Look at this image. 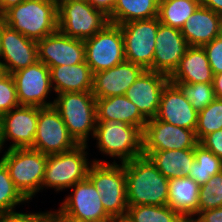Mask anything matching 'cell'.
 <instances>
[{"label": "cell", "instance_id": "c3c4849f", "mask_svg": "<svg viewBox=\"0 0 222 222\" xmlns=\"http://www.w3.org/2000/svg\"><path fill=\"white\" fill-rule=\"evenodd\" d=\"M113 222H128L125 218L122 219H115Z\"/></svg>", "mask_w": 222, "mask_h": 222}, {"label": "cell", "instance_id": "f6af8a7d", "mask_svg": "<svg viewBox=\"0 0 222 222\" xmlns=\"http://www.w3.org/2000/svg\"><path fill=\"white\" fill-rule=\"evenodd\" d=\"M24 0H0V11L4 14L10 8L17 6L19 3H22Z\"/></svg>", "mask_w": 222, "mask_h": 222}, {"label": "cell", "instance_id": "52a82bcc", "mask_svg": "<svg viewBox=\"0 0 222 222\" xmlns=\"http://www.w3.org/2000/svg\"><path fill=\"white\" fill-rule=\"evenodd\" d=\"M58 30L80 40L91 38L109 22L108 16L86 0H61L57 3Z\"/></svg>", "mask_w": 222, "mask_h": 222}, {"label": "cell", "instance_id": "30bf717a", "mask_svg": "<svg viewBox=\"0 0 222 222\" xmlns=\"http://www.w3.org/2000/svg\"><path fill=\"white\" fill-rule=\"evenodd\" d=\"M159 18L137 20L120 25L124 38L125 61L138 64L148 70L153 63L155 37Z\"/></svg>", "mask_w": 222, "mask_h": 222}, {"label": "cell", "instance_id": "1f68e13d", "mask_svg": "<svg viewBox=\"0 0 222 222\" xmlns=\"http://www.w3.org/2000/svg\"><path fill=\"white\" fill-rule=\"evenodd\" d=\"M222 129V99L215 98L198 112L195 135L200 142L206 135Z\"/></svg>", "mask_w": 222, "mask_h": 222}, {"label": "cell", "instance_id": "bcb514c9", "mask_svg": "<svg viewBox=\"0 0 222 222\" xmlns=\"http://www.w3.org/2000/svg\"><path fill=\"white\" fill-rule=\"evenodd\" d=\"M180 222H199L197 219H195V216L192 218V217H183L181 219Z\"/></svg>", "mask_w": 222, "mask_h": 222}, {"label": "cell", "instance_id": "7402d4cb", "mask_svg": "<svg viewBox=\"0 0 222 222\" xmlns=\"http://www.w3.org/2000/svg\"><path fill=\"white\" fill-rule=\"evenodd\" d=\"M189 46L203 47L221 35V15L199 5L181 29Z\"/></svg>", "mask_w": 222, "mask_h": 222}, {"label": "cell", "instance_id": "44dd1931", "mask_svg": "<svg viewBox=\"0 0 222 222\" xmlns=\"http://www.w3.org/2000/svg\"><path fill=\"white\" fill-rule=\"evenodd\" d=\"M144 70L138 64L124 61L108 70L94 73L92 94L96 99L125 95Z\"/></svg>", "mask_w": 222, "mask_h": 222}, {"label": "cell", "instance_id": "681fc988", "mask_svg": "<svg viewBox=\"0 0 222 222\" xmlns=\"http://www.w3.org/2000/svg\"><path fill=\"white\" fill-rule=\"evenodd\" d=\"M0 64H1V24H0Z\"/></svg>", "mask_w": 222, "mask_h": 222}, {"label": "cell", "instance_id": "ffe728a7", "mask_svg": "<svg viewBox=\"0 0 222 222\" xmlns=\"http://www.w3.org/2000/svg\"><path fill=\"white\" fill-rule=\"evenodd\" d=\"M155 118L195 132L198 112L185 98L180 88L169 81L162 91L158 114Z\"/></svg>", "mask_w": 222, "mask_h": 222}, {"label": "cell", "instance_id": "f5cc1de1", "mask_svg": "<svg viewBox=\"0 0 222 222\" xmlns=\"http://www.w3.org/2000/svg\"><path fill=\"white\" fill-rule=\"evenodd\" d=\"M221 35H222V15H221Z\"/></svg>", "mask_w": 222, "mask_h": 222}, {"label": "cell", "instance_id": "7dc6e473", "mask_svg": "<svg viewBox=\"0 0 222 222\" xmlns=\"http://www.w3.org/2000/svg\"><path fill=\"white\" fill-rule=\"evenodd\" d=\"M2 149V115L0 114V153Z\"/></svg>", "mask_w": 222, "mask_h": 222}, {"label": "cell", "instance_id": "277c9868", "mask_svg": "<svg viewBox=\"0 0 222 222\" xmlns=\"http://www.w3.org/2000/svg\"><path fill=\"white\" fill-rule=\"evenodd\" d=\"M53 107L59 112L69 134L78 144H87L94 137L97 113L96 98L92 92H65L54 99Z\"/></svg>", "mask_w": 222, "mask_h": 222}, {"label": "cell", "instance_id": "2e32d148", "mask_svg": "<svg viewBox=\"0 0 222 222\" xmlns=\"http://www.w3.org/2000/svg\"><path fill=\"white\" fill-rule=\"evenodd\" d=\"M152 66L148 69L170 77L190 47L180 29L159 24Z\"/></svg>", "mask_w": 222, "mask_h": 222}, {"label": "cell", "instance_id": "836d02e7", "mask_svg": "<svg viewBox=\"0 0 222 222\" xmlns=\"http://www.w3.org/2000/svg\"><path fill=\"white\" fill-rule=\"evenodd\" d=\"M174 84L180 88L185 98L191 102V105L197 112L206 108L216 98L213 83Z\"/></svg>", "mask_w": 222, "mask_h": 222}, {"label": "cell", "instance_id": "3957f363", "mask_svg": "<svg viewBox=\"0 0 222 222\" xmlns=\"http://www.w3.org/2000/svg\"><path fill=\"white\" fill-rule=\"evenodd\" d=\"M98 190L105 211L115 220L127 215V191L124 163L92 161L87 176Z\"/></svg>", "mask_w": 222, "mask_h": 222}, {"label": "cell", "instance_id": "e575fe53", "mask_svg": "<svg viewBox=\"0 0 222 222\" xmlns=\"http://www.w3.org/2000/svg\"><path fill=\"white\" fill-rule=\"evenodd\" d=\"M222 207V171L213 175L206 184L200 186L198 214L204 210Z\"/></svg>", "mask_w": 222, "mask_h": 222}, {"label": "cell", "instance_id": "7bdbcfd3", "mask_svg": "<svg viewBox=\"0 0 222 222\" xmlns=\"http://www.w3.org/2000/svg\"><path fill=\"white\" fill-rule=\"evenodd\" d=\"M200 5L205 6L219 15H222V0H199Z\"/></svg>", "mask_w": 222, "mask_h": 222}, {"label": "cell", "instance_id": "8fae6325", "mask_svg": "<svg viewBox=\"0 0 222 222\" xmlns=\"http://www.w3.org/2000/svg\"><path fill=\"white\" fill-rule=\"evenodd\" d=\"M73 193L65 198L59 211L74 222H113L105 211L98 190L92 181L86 179L72 187Z\"/></svg>", "mask_w": 222, "mask_h": 222}, {"label": "cell", "instance_id": "8d00e7d4", "mask_svg": "<svg viewBox=\"0 0 222 222\" xmlns=\"http://www.w3.org/2000/svg\"><path fill=\"white\" fill-rule=\"evenodd\" d=\"M213 74L222 73V35L217 36L211 42L203 46Z\"/></svg>", "mask_w": 222, "mask_h": 222}, {"label": "cell", "instance_id": "d4e9b609", "mask_svg": "<svg viewBox=\"0 0 222 222\" xmlns=\"http://www.w3.org/2000/svg\"><path fill=\"white\" fill-rule=\"evenodd\" d=\"M49 69L55 93L92 92L93 73L85 61L77 65H63Z\"/></svg>", "mask_w": 222, "mask_h": 222}, {"label": "cell", "instance_id": "4dcf8cb0", "mask_svg": "<svg viewBox=\"0 0 222 222\" xmlns=\"http://www.w3.org/2000/svg\"><path fill=\"white\" fill-rule=\"evenodd\" d=\"M183 216L168 205L128 206V222H180Z\"/></svg>", "mask_w": 222, "mask_h": 222}, {"label": "cell", "instance_id": "d6a6232c", "mask_svg": "<svg viewBox=\"0 0 222 222\" xmlns=\"http://www.w3.org/2000/svg\"><path fill=\"white\" fill-rule=\"evenodd\" d=\"M27 201L15 187L7 167L0 160V214L14 211L16 205Z\"/></svg>", "mask_w": 222, "mask_h": 222}, {"label": "cell", "instance_id": "e0dca14e", "mask_svg": "<svg viewBox=\"0 0 222 222\" xmlns=\"http://www.w3.org/2000/svg\"><path fill=\"white\" fill-rule=\"evenodd\" d=\"M1 59L5 73L12 74L25 69L38 61L37 41L25 37L2 22Z\"/></svg>", "mask_w": 222, "mask_h": 222}, {"label": "cell", "instance_id": "7a4b0ae2", "mask_svg": "<svg viewBox=\"0 0 222 222\" xmlns=\"http://www.w3.org/2000/svg\"><path fill=\"white\" fill-rule=\"evenodd\" d=\"M3 23L31 40H42L58 30L57 2L24 0L3 14Z\"/></svg>", "mask_w": 222, "mask_h": 222}, {"label": "cell", "instance_id": "ab89813d", "mask_svg": "<svg viewBox=\"0 0 222 222\" xmlns=\"http://www.w3.org/2000/svg\"><path fill=\"white\" fill-rule=\"evenodd\" d=\"M196 219L199 222H222V207L201 211Z\"/></svg>", "mask_w": 222, "mask_h": 222}, {"label": "cell", "instance_id": "60d3db41", "mask_svg": "<svg viewBox=\"0 0 222 222\" xmlns=\"http://www.w3.org/2000/svg\"><path fill=\"white\" fill-rule=\"evenodd\" d=\"M92 7L99 9L109 16L114 8L116 0H86Z\"/></svg>", "mask_w": 222, "mask_h": 222}, {"label": "cell", "instance_id": "4fadbf2b", "mask_svg": "<svg viewBox=\"0 0 222 222\" xmlns=\"http://www.w3.org/2000/svg\"><path fill=\"white\" fill-rule=\"evenodd\" d=\"M13 77L17 99L20 106L34 107H51L53 102H47L50 91H52L50 69L41 61H36L34 64L13 72Z\"/></svg>", "mask_w": 222, "mask_h": 222}, {"label": "cell", "instance_id": "816d5d0a", "mask_svg": "<svg viewBox=\"0 0 222 222\" xmlns=\"http://www.w3.org/2000/svg\"><path fill=\"white\" fill-rule=\"evenodd\" d=\"M3 22V14L0 11V24Z\"/></svg>", "mask_w": 222, "mask_h": 222}, {"label": "cell", "instance_id": "8992f818", "mask_svg": "<svg viewBox=\"0 0 222 222\" xmlns=\"http://www.w3.org/2000/svg\"><path fill=\"white\" fill-rule=\"evenodd\" d=\"M103 154L126 163L143 155V130L125 123L97 122L94 137Z\"/></svg>", "mask_w": 222, "mask_h": 222}, {"label": "cell", "instance_id": "f35d334b", "mask_svg": "<svg viewBox=\"0 0 222 222\" xmlns=\"http://www.w3.org/2000/svg\"><path fill=\"white\" fill-rule=\"evenodd\" d=\"M0 222H41V212L20 213L16 211L0 214Z\"/></svg>", "mask_w": 222, "mask_h": 222}, {"label": "cell", "instance_id": "484cf974", "mask_svg": "<svg viewBox=\"0 0 222 222\" xmlns=\"http://www.w3.org/2000/svg\"><path fill=\"white\" fill-rule=\"evenodd\" d=\"M200 186L188 176L169 180L168 203L183 217L198 215V196Z\"/></svg>", "mask_w": 222, "mask_h": 222}, {"label": "cell", "instance_id": "9c48e42d", "mask_svg": "<svg viewBox=\"0 0 222 222\" xmlns=\"http://www.w3.org/2000/svg\"><path fill=\"white\" fill-rule=\"evenodd\" d=\"M85 62L92 73L108 70L125 61L124 38L120 25L108 23L84 40Z\"/></svg>", "mask_w": 222, "mask_h": 222}, {"label": "cell", "instance_id": "6da1fadb", "mask_svg": "<svg viewBox=\"0 0 222 222\" xmlns=\"http://www.w3.org/2000/svg\"><path fill=\"white\" fill-rule=\"evenodd\" d=\"M127 204L167 205L169 179L157 169L147 156H139L124 163Z\"/></svg>", "mask_w": 222, "mask_h": 222}, {"label": "cell", "instance_id": "5b68a950", "mask_svg": "<svg viewBox=\"0 0 222 222\" xmlns=\"http://www.w3.org/2000/svg\"><path fill=\"white\" fill-rule=\"evenodd\" d=\"M15 187L29 201L42 190L47 155L32 148L8 149L0 159Z\"/></svg>", "mask_w": 222, "mask_h": 222}, {"label": "cell", "instance_id": "d6986e66", "mask_svg": "<svg viewBox=\"0 0 222 222\" xmlns=\"http://www.w3.org/2000/svg\"><path fill=\"white\" fill-rule=\"evenodd\" d=\"M168 82V76L151 70H144L127 89L125 96L149 120L157 116L161 94Z\"/></svg>", "mask_w": 222, "mask_h": 222}, {"label": "cell", "instance_id": "9a60e30c", "mask_svg": "<svg viewBox=\"0 0 222 222\" xmlns=\"http://www.w3.org/2000/svg\"><path fill=\"white\" fill-rule=\"evenodd\" d=\"M37 52L38 60L48 68L85 61L84 40L71 38L59 30L37 41Z\"/></svg>", "mask_w": 222, "mask_h": 222}, {"label": "cell", "instance_id": "4316f807", "mask_svg": "<svg viewBox=\"0 0 222 222\" xmlns=\"http://www.w3.org/2000/svg\"><path fill=\"white\" fill-rule=\"evenodd\" d=\"M166 178H180L189 175L195 160L194 150L143 151Z\"/></svg>", "mask_w": 222, "mask_h": 222}, {"label": "cell", "instance_id": "603a6c76", "mask_svg": "<svg viewBox=\"0 0 222 222\" xmlns=\"http://www.w3.org/2000/svg\"><path fill=\"white\" fill-rule=\"evenodd\" d=\"M214 74L203 47L190 46L169 77L172 83H213Z\"/></svg>", "mask_w": 222, "mask_h": 222}, {"label": "cell", "instance_id": "74e56055", "mask_svg": "<svg viewBox=\"0 0 222 222\" xmlns=\"http://www.w3.org/2000/svg\"><path fill=\"white\" fill-rule=\"evenodd\" d=\"M199 143L222 159V129L206 135Z\"/></svg>", "mask_w": 222, "mask_h": 222}, {"label": "cell", "instance_id": "f1b7e54d", "mask_svg": "<svg viewBox=\"0 0 222 222\" xmlns=\"http://www.w3.org/2000/svg\"><path fill=\"white\" fill-rule=\"evenodd\" d=\"M199 5V0H160L159 21L163 25L181 30Z\"/></svg>", "mask_w": 222, "mask_h": 222}, {"label": "cell", "instance_id": "5bb4252c", "mask_svg": "<svg viewBox=\"0 0 222 222\" xmlns=\"http://www.w3.org/2000/svg\"><path fill=\"white\" fill-rule=\"evenodd\" d=\"M195 132L167 122L149 119L143 129V151L194 150Z\"/></svg>", "mask_w": 222, "mask_h": 222}, {"label": "cell", "instance_id": "b9f144b4", "mask_svg": "<svg viewBox=\"0 0 222 222\" xmlns=\"http://www.w3.org/2000/svg\"><path fill=\"white\" fill-rule=\"evenodd\" d=\"M41 222H73L64 216L59 210L56 212H42Z\"/></svg>", "mask_w": 222, "mask_h": 222}, {"label": "cell", "instance_id": "7c38bea8", "mask_svg": "<svg viewBox=\"0 0 222 222\" xmlns=\"http://www.w3.org/2000/svg\"><path fill=\"white\" fill-rule=\"evenodd\" d=\"M77 145L79 144L69 134L64 120L53 106L39 110L32 149L51 155L67 152Z\"/></svg>", "mask_w": 222, "mask_h": 222}, {"label": "cell", "instance_id": "f907efd6", "mask_svg": "<svg viewBox=\"0 0 222 222\" xmlns=\"http://www.w3.org/2000/svg\"><path fill=\"white\" fill-rule=\"evenodd\" d=\"M4 73V70H3V67L2 65L0 64V76Z\"/></svg>", "mask_w": 222, "mask_h": 222}, {"label": "cell", "instance_id": "83f0119b", "mask_svg": "<svg viewBox=\"0 0 222 222\" xmlns=\"http://www.w3.org/2000/svg\"><path fill=\"white\" fill-rule=\"evenodd\" d=\"M160 0H116L109 22L121 25L126 22L151 19L158 16Z\"/></svg>", "mask_w": 222, "mask_h": 222}, {"label": "cell", "instance_id": "cb8c5ba5", "mask_svg": "<svg viewBox=\"0 0 222 222\" xmlns=\"http://www.w3.org/2000/svg\"><path fill=\"white\" fill-rule=\"evenodd\" d=\"M96 113L97 122L125 123L142 130L148 121L125 95L96 99Z\"/></svg>", "mask_w": 222, "mask_h": 222}, {"label": "cell", "instance_id": "d590c367", "mask_svg": "<svg viewBox=\"0 0 222 222\" xmlns=\"http://www.w3.org/2000/svg\"><path fill=\"white\" fill-rule=\"evenodd\" d=\"M19 106L13 77L4 72L0 76V114L8 113Z\"/></svg>", "mask_w": 222, "mask_h": 222}, {"label": "cell", "instance_id": "f546056e", "mask_svg": "<svg viewBox=\"0 0 222 222\" xmlns=\"http://www.w3.org/2000/svg\"><path fill=\"white\" fill-rule=\"evenodd\" d=\"M195 160L189 175L199 186L208 182L215 174L222 171V159L198 143L194 148Z\"/></svg>", "mask_w": 222, "mask_h": 222}, {"label": "cell", "instance_id": "ac0fdd59", "mask_svg": "<svg viewBox=\"0 0 222 222\" xmlns=\"http://www.w3.org/2000/svg\"><path fill=\"white\" fill-rule=\"evenodd\" d=\"M40 109L34 106H19L2 115V148L6 140H12L8 149L33 146Z\"/></svg>", "mask_w": 222, "mask_h": 222}, {"label": "cell", "instance_id": "ba28073f", "mask_svg": "<svg viewBox=\"0 0 222 222\" xmlns=\"http://www.w3.org/2000/svg\"><path fill=\"white\" fill-rule=\"evenodd\" d=\"M86 148L87 144H79L67 152L47 155L42 189L46 186L62 191L86 179L90 168Z\"/></svg>", "mask_w": 222, "mask_h": 222}, {"label": "cell", "instance_id": "ee69618b", "mask_svg": "<svg viewBox=\"0 0 222 222\" xmlns=\"http://www.w3.org/2000/svg\"><path fill=\"white\" fill-rule=\"evenodd\" d=\"M213 88L216 98L222 99V73L214 75Z\"/></svg>", "mask_w": 222, "mask_h": 222}]
</instances>
